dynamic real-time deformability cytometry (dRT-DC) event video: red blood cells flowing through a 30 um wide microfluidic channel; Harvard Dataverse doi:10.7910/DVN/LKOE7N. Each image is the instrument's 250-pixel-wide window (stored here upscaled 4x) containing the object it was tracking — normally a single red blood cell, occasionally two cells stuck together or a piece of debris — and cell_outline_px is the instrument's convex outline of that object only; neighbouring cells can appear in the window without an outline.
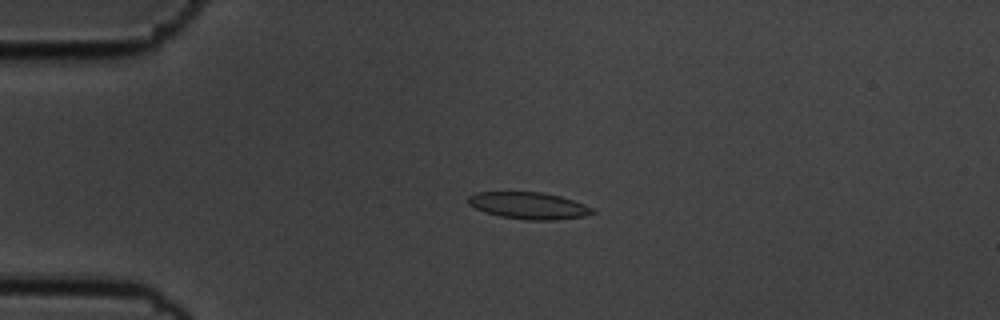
{"species": "common noctule bat (a hibernating species)", "species_latin": "Nyctalus noctula", "temperature_condition": "cold", "stored_images_in_passage": 52, "camera_frame_rate_fps": 3000, "um_per_image_px": 0.085, "animal": {"sex": "male", "body_mass_g": 19.5, "forearm_length_mm": 54.6}, "frame": {"image": 1, "passage_image": 9, "time_ms": 2.667, "image_size_px": [1000, 320], "cell_outline_px": [[596, 212], [584, 216], [556, 220], [528, 220], [500, 216], [484, 212], [468, 204], [468, 196], [476, 192], [544, 192], [560, 196], [584, 204], [592, 208]], "centroid_in_image_um": [44.93, 17.47], "position_along_channel_um": 40.1, "area_um2": 19.42}}
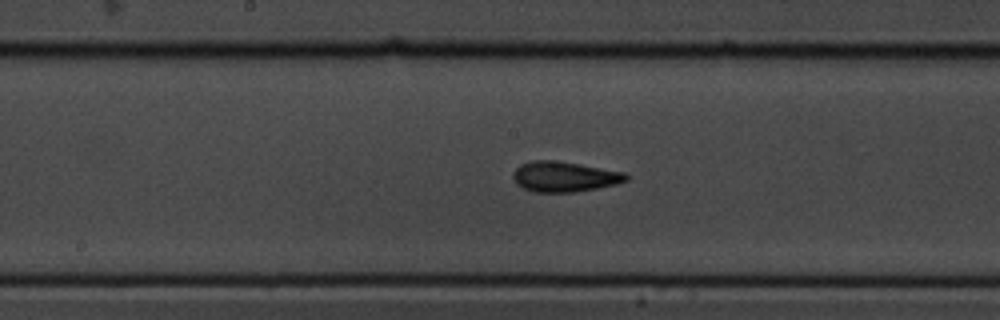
{"frame": {"image": 2, "passage_image": 25, "time_ms": 8.0, "image_size_px": [1000, 320], "cell_outline_px": [[628, 180], [616, 184], [576, 192], [532, 192], [516, 184], [512, 176], [512, 172], [520, 164], [532, 160], [556, 160], [628, 172]], "centroid_in_image_um": [47.97, 15.01], "position_along_channel_um": 200.2, "area_um2": 20.23}}
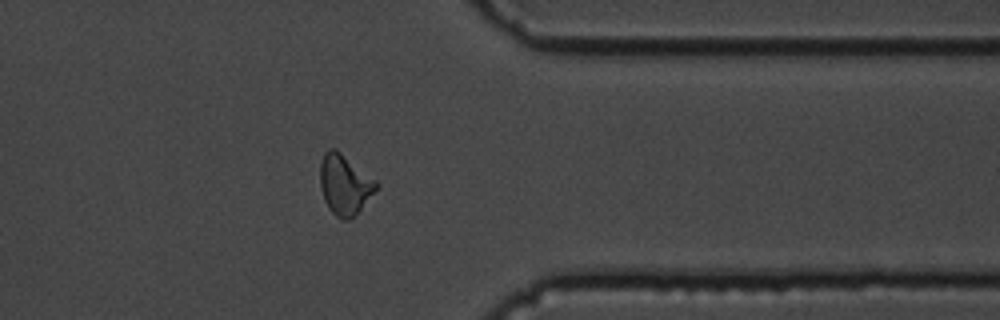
{"frame": {"image": 3, "passage_image": 41, "time_ms": 13.333, "image_size_px": [1000, 320], "cell_outline_px": [[380, 184], [360, 208], [348, 220], [340, 220], [328, 208], [324, 200], [320, 188], [320, 164], [324, 152], [328, 148], [336, 148], [376, 180]], "centroid_in_image_um": [29.26, 15.66], "position_along_channel_um": 382.1, "area_um2": 19.54}, "authors_computed_cell_mechanics": {"area_um2": 19.0451, "velocity_mm_per_s": 3.568, "shape_relaxation_time_tau1_ms": 3.5537, "shape_relaxation_time_tau2_ms": 1.675, "deformation_change_tau1": 0.1248, "deformation_change_tau2": 0.0867}}